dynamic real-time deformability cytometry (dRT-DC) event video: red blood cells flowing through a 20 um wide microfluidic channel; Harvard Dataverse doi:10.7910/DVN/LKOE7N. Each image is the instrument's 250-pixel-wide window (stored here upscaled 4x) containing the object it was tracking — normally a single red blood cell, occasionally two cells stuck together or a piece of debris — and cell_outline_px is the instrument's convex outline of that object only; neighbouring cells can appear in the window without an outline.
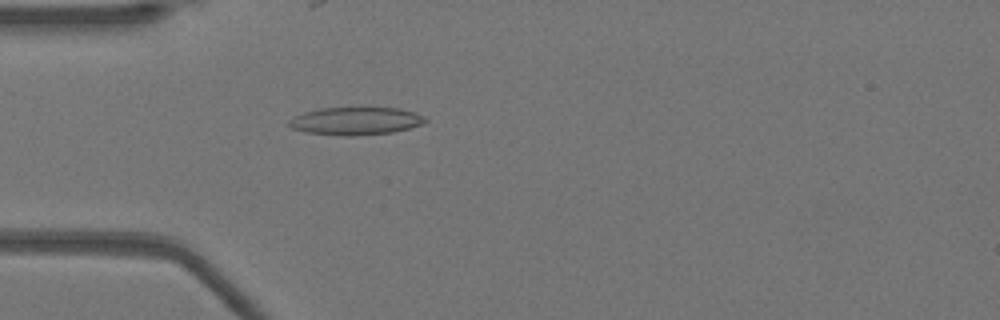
{"species": "Egyptian fruit bat (a non-hibernating species)", "species_latin": "Rousettus aegyptiacus", "temperature_condition": "warm", "stored_images_in_passage": 10, "camera_frame_rate_fps": 3000, "um_per_image_px": 0.085, "animal": {"sex": "female"}, "frame": {"image": 1, "passage_image": 3, "time_ms": 0.667, "image_size_px": [1000, 320], "cell_outline_px": [[428, 120], [420, 124], [408, 128], [392, 132], [352, 136], [344, 136], [304, 132], [292, 128], [288, 124], [288, 120], [304, 112], [320, 108], [400, 108], [416, 112], [424, 116]], "centroid_in_image_um": [30.22, 10.28], "position_along_channel_um": 54.8, "area_um2": 21.96}}
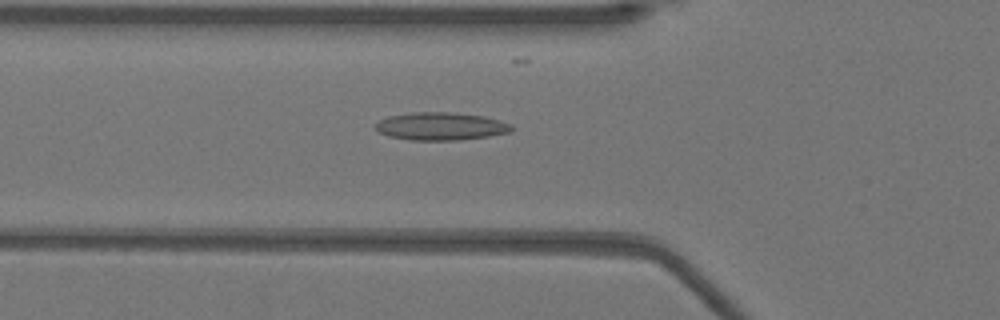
{"frame": {"image": 2, "passage_image": 6, "time_ms": 1.667, "image_size_px": [1000, 320], "cell_outline_px": [[512, 128], [508, 132], [488, 136], [460, 140], [412, 140], [388, 136], [376, 132], [376, 124], [380, 120], [388, 116], [412, 112], [452, 112], [484, 116], [500, 120], [512, 124]], "centroid_in_image_um": [37.45, 10.73], "position_along_channel_um": 88.4, "area_um2": 22.08}}